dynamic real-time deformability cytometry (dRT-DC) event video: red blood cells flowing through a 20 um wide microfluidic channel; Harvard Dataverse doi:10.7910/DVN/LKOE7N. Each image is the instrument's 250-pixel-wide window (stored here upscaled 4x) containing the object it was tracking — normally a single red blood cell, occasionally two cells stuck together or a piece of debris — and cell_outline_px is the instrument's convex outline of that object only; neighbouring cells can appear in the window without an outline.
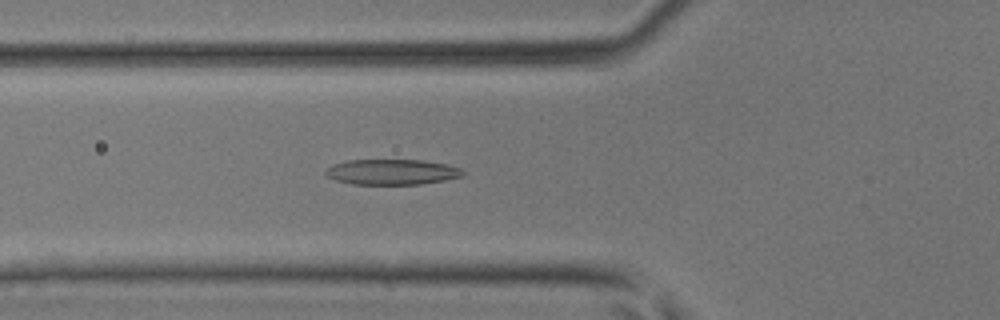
{"species": "common noctule bat (a hibernating species)", "species_latin": "Nyctalus noctula", "temperature_condition": "room temperature", "stored_images_in_passage": 46, "camera_frame_rate_fps": 3000, "um_per_image_px": 0.085, "animal": {"sex": "male", "body_mass_g": 17.9, "forearm_length_mm": 54.2}, "frame": {"image": 1, "passage_image": 17, "time_ms": 5.333, "image_size_px": [1000, 320], "cell_outline_px": [[464, 176], [444, 180], [420, 184], [352, 184], [336, 180], [328, 176], [324, 172], [332, 164], [348, 160], [424, 160], [448, 164], [460, 168], [464, 172]], "centroid_in_image_um": [33.33, 14.61], "position_along_channel_um": 92.5, "area_um2": 20.35}}
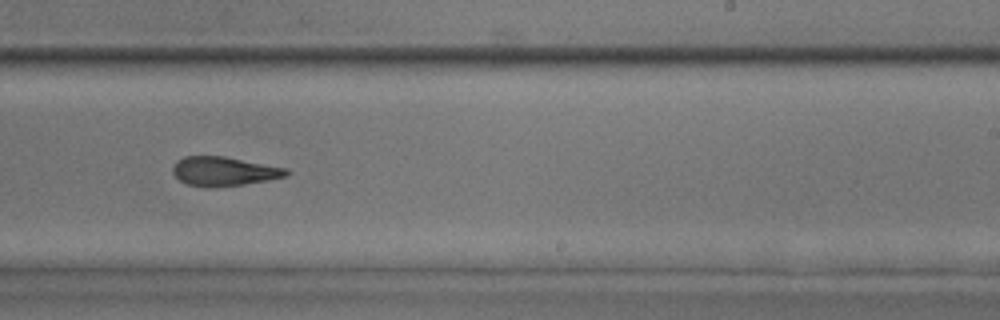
{"frame": {"image": 2, "passage_image": 29, "time_ms": 9.333, "image_size_px": [1000, 320], "cell_outline_px": [[288, 176], [268, 180], [244, 184], [212, 188], [208, 188], [188, 184], [180, 180], [172, 172], [172, 168], [176, 160], [184, 156], [224, 156], [288, 168]], "centroid_in_image_um": [19.03, 14.56], "position_along_channel_um": 270.0, "area_um2": 19.42}}
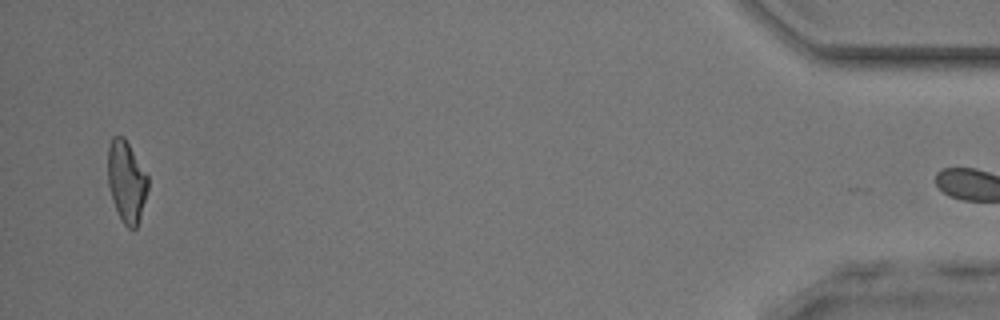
{"frame": {"image": 3, "passage_image": 45, "time_ms": 14.667, "image_size_px": [1000, 320], "cell_outline_px": [[148, 188], [140, 216], [136, 228], [128, 228], [124, 224], [112, 200], [108, 184], [108, 148], [112, 136], [124, 136], [148, 176]], "centroid_in_image_um": [10.74, 15.4], "position_along_channel_um": 424.5, "area_um2": 18.79}}